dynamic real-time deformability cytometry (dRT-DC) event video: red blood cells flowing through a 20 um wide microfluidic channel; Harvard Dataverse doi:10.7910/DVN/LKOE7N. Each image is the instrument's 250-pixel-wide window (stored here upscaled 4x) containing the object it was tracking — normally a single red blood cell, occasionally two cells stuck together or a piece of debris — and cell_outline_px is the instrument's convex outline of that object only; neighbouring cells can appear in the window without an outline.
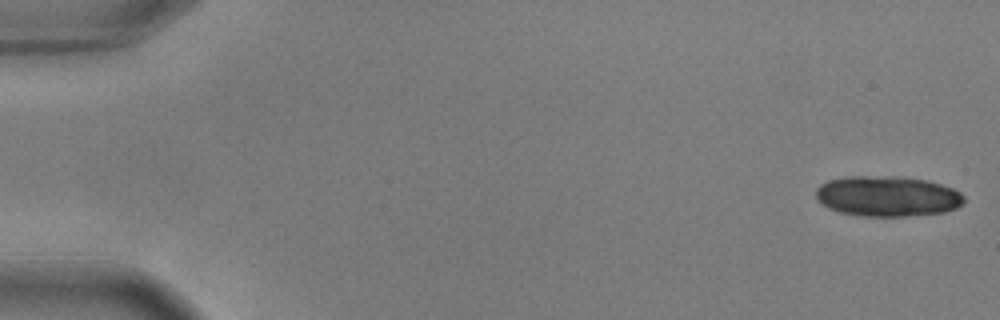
{"species": "common noctule bat (a hibernating species)", "species_latin": "Nyctalus noctula", "temperature_condition": "warm", "stored_images_in_passage": 20, "camera_frame_rate_fps": 3000, "um_per_image_px": 0.085, "animal": {"sex": "male", "body_mass_g": 17.9, "forearm_length_mm": 54.2}, "frame": {"image": 1, "passage_image": 1, "time_ms": 0.0, "image_size_px": [1000, 320], "cell_outline_px": [[964, 204], [956, 208], [944, 212], [904, 216], [860, 216], [840, 212], [828, 208], [820, 204], [816, 200], [816, 188], [820, 184], [828, 180], [844, 176], [896, 176], [924, 180], [940, 184], [952, 188], [960, 192], [964, 196]], "centroid_in_image_um": [75.39, 16.68], "position_along_channel_um": 9.6, "area_um2": 35.14}}